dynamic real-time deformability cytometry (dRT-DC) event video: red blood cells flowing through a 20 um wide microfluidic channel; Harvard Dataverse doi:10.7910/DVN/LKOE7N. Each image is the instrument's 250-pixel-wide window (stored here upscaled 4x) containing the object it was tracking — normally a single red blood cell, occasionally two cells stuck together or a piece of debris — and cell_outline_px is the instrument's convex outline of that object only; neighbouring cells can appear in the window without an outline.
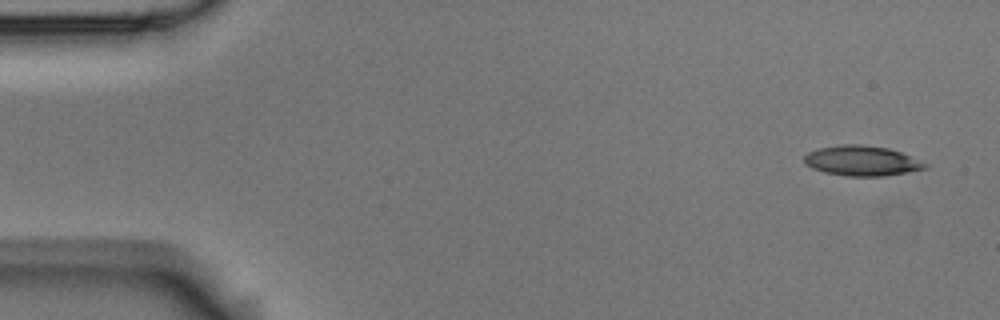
{"species": "Egyptian fruit bat (a non-hibernating species)", "species_latin": "Rousettus aegyptiacus", "temperature_condition": "room temperature", "stored_images_in_passage": 9, "camera_frame_rate_fps": 3000, "um_per_image_px": 0.085, "animal": {"sex": "male"}, "frame": {"image": 1, "passage_image": 1, "time_ms": 0.0, "image_size_px": [1000, 320], "cell_outline_px": [[928, 168], [880, 176], [848, 176], [824, 172], [812, 168], [804, 164], [804, 156], [808, 152], [816, 148], [840, 144], [860, 144], [888, 148], [900, 152], [928, 164]], "centroid_in_image_um": [73.19, 13.65], "position_along_channel_um": 11.8, "area_um2": 21.1}}
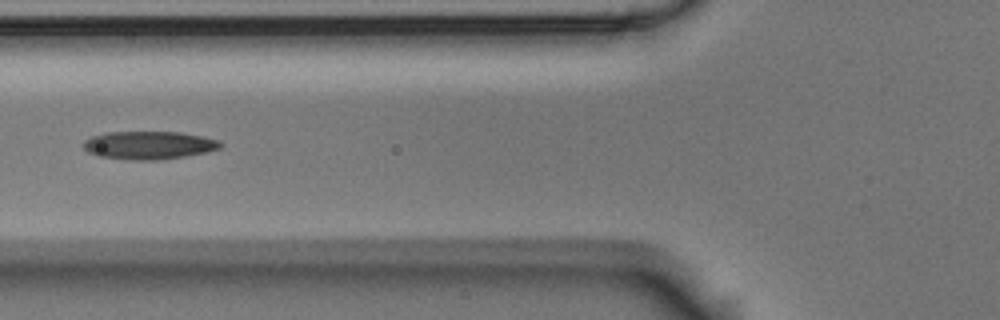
{"frame": {"image": 2, "passage_image": 6, "time_ms": 1.667, "image_size_px": [1000, 320], "cell_outline_px": [[224, 144], [220, 148], [208, 152], [184, 156], [156, 160], [128, 160], [96, 156], [88, 152], [84, 148], [84, 140], [92, 136], [108, 132], [180, 132], [204, 136], [220, 140]], "centroid_in_image_um": [12.68, 12.34], "position_along_channel_um": 113.1, "area_um2": 22.6}}
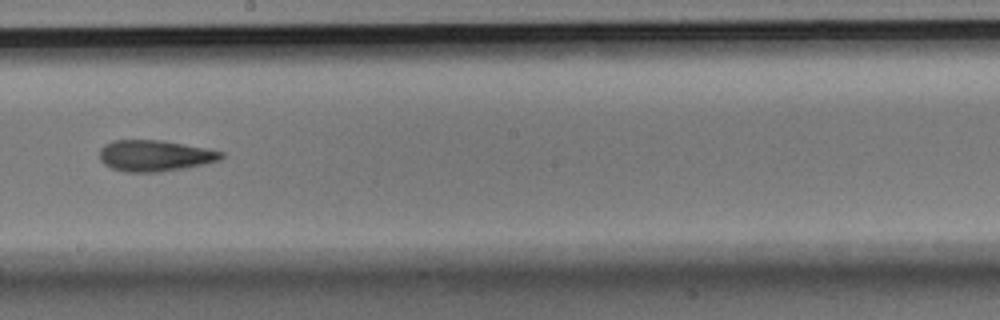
{"frame": {"image": 3, "passage_image": 9, "time_ms": 2.667, "image_size_px": [1000, 320], "cell_outline_px": [[224, 156], [220, 160], [184, 168], [156, 172], [128, 172], [112, 168], [104, 164], [100, 160], [100, 148], [104, 144], [112, 140], [160, 140], [184, 144], [224, 152]], "centroid_in_image_um": [13.13, 13.23], "position_along_channel_um": 235.1, "area_um2": 21.96}}